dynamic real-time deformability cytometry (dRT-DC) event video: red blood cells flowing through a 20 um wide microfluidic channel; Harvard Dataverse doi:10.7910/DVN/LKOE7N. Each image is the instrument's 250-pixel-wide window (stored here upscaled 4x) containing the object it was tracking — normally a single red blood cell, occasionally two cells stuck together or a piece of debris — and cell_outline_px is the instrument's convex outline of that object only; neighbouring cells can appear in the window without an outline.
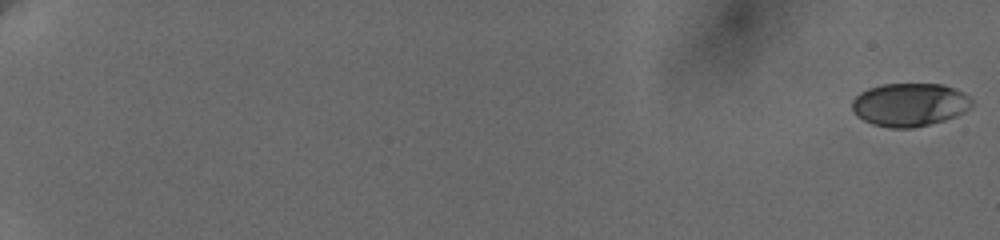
{"species": "human", "species_latin": "Homo sapiens", "temperature_condition": "cold", "stored_images_in_passage": 17, "camera_frame_rate_fps": 3000, "um_per_image_px": 0.085, "donor": {"sex": "female"}, "frame": {"image": 1, "passage_image": 1, "time_ms": 0.0, "image_size_px": [1000, 240], "cell_outline_px": [[972, 108], [956, 116], [944, 120], [912, 128], [888, 128], [872, 124], [856, 116], [852, 112], [852, 100], [860, 92], [868, 88], [884, 84], [944, 84], [956, 88], [968, 96], [972, 100]], "centroid_in_image_um": [77.31, 8.89], "position_along_channel_um": 7.7, "area_um2": 30.4}}
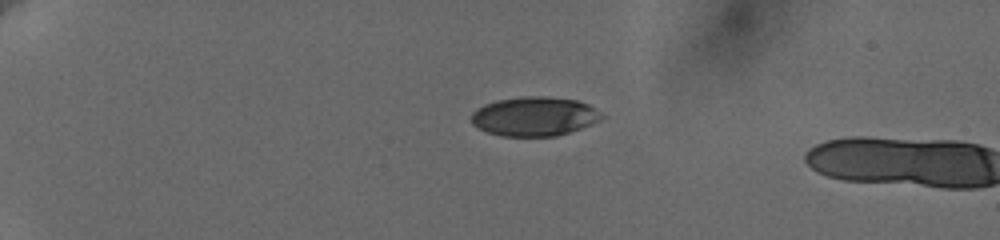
{"frame": {"image": 2, "passage_image": 15, "time_ms": 5.333, "image_size_px": [1000, 240], "cell_outline_px": [[604, 116], [580, 128], [556, 136], [500, 136], [488, 132], [472, 124], [472, 112], [476, 108], [484, 104], [496, 100], [528, 96], [544, 96], [576, 100], [588, 104]], "centroid_in_image_um": [45.36, 9.89], "position_along_channel_um": 39.6, "area_um2": 29.36}}